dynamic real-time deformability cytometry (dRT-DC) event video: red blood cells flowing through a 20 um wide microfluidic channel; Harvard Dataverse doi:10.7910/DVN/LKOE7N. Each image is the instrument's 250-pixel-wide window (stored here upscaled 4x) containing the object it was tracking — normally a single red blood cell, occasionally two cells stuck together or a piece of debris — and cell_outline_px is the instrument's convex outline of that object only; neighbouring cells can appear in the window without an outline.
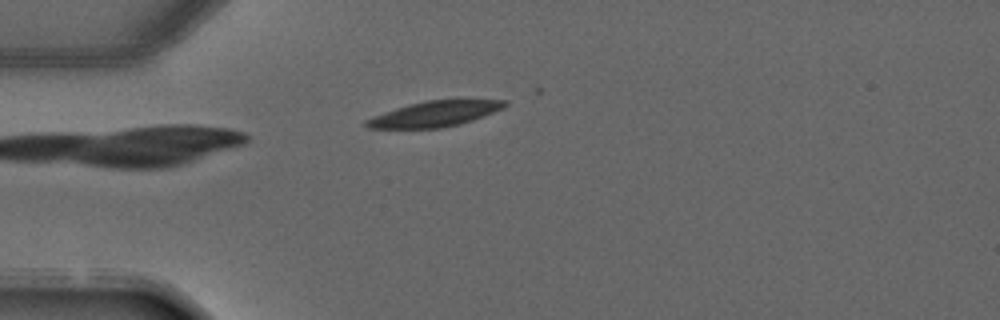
{"species": "common noctule bat (a hibernating species)", "species_latin": "Nyctalus noctula", "temperature_condition": "warm", "stored_images_in_passage": 2, "camera_frame_rate_fps": 3000, "um_per_image_px": 0.085, "animal": {"sex": "male", "forearm_length_mm": 52.5}, "frame": {"image": 1, "passage_image": 1, "time_ms": 0.0, "image_size_px": [1000, 320], "cell_outline_px": [[508, 104], [504, 108], [472, 120], [460, 124], [440, 128], [368, 128], [364, 124], [364, 120], [372, 116], [408, 104], [424, 100], [508, 100]], "centroid_in_image_um": [36.93, 9.68], "position_along_channel_um": 48.1, "area_um2": 20.52}}